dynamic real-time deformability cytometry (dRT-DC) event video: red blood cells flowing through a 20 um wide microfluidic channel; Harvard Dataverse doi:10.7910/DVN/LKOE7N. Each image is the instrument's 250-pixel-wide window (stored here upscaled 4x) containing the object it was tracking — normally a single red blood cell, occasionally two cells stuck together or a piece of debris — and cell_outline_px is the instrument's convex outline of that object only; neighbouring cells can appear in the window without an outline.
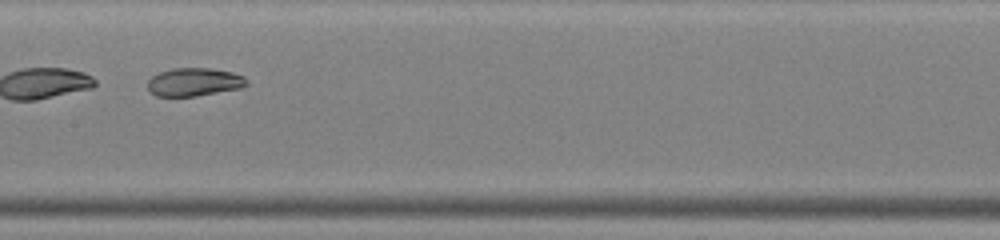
{"species": "common noctule bat (a hibernating species)", "species_latin": "Nyctalus noctula", "temperature_condition": "warm", "stored_images_in_passage": 39, "camera_frame_rate_fps": 3000, "um_per_image_px": 0.085, "animal": {"sex": "male", "body_mass_g": 19.0, "forearm_length_mm": 50.8}, "frame": {"image": 1, "passage_image": 17, "time_ms": 5.333, "image_size_px": [1000, 240], "cell_outline_px": [[248, 84], [240, 88], [196, 96], [156, 96], [148, 92], [148, 80], [152, 76], [160, 72], [172, 68], [212, 68], [232, 72], [244, 76], [248, 80]], "centroid_in_image_um": [16.5, 6.97], "position_along_channel_um": 190.9, "area_um2": 16.36}}
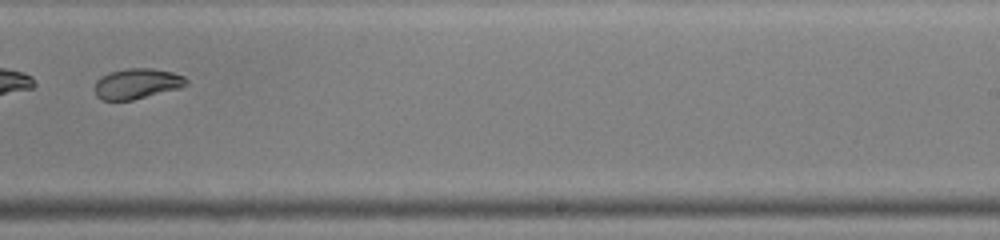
{"frame": {"image": 2, "passage_image": 23, "time_ms": 7.333, "image_size_px": [1000, 240], "cell_outline_px": [[188, 84], [180, 88], [132, 100], [100, 100], [96, 96], [92, 88], [96, 80], [100, 76], [108, 72], [128, 68], [152, 68], [172, 72], [184, 76], [188, 80]], "centroid_in_image_um": [11.59, 7.11], "position_along_channel_um": 277.4, "area_um2": 16.53}, "authors_computed_cell_mechanics": {"area_um2": 17.9758, "velocity_mm_per_s": 4.3411, "shape_relaxation_time_tau1_ms": null, "shape_relaxation_time_tau2_ms": 1.5805, "deformation_change_tau1": null, "deformation_change_tau2": 0.0553}}